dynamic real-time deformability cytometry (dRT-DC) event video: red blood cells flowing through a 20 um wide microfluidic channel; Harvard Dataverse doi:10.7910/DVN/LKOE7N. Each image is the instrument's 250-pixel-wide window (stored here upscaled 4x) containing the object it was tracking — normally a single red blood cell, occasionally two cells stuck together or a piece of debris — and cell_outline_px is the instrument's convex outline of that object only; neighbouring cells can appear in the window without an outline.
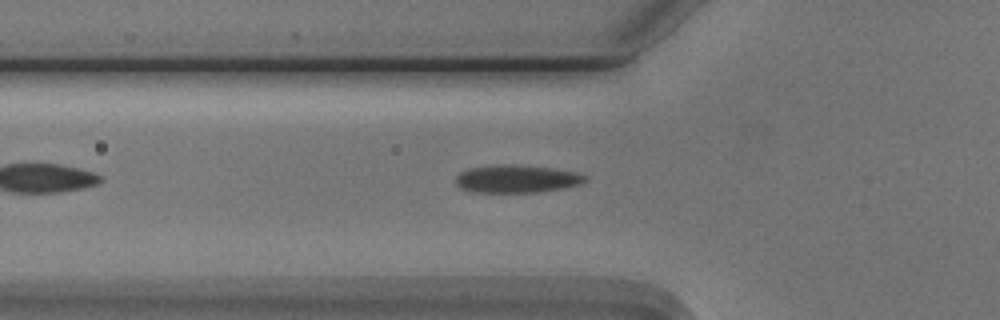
{"species": "Egyptian fruit bat (a non-hibernating species)", "species_latin": "Rousettus aegyptiacus", "temperature_condition": "cold", "stored_images_in_passage": 38, "camera_frame_rate_fps": 3000, "um_per_image_px": 0.085, "animal": {"sex": "male"}, "frame": {"image": 1, "passage_image": 8, "time_ms": 2.333, "image_size_px": [1000, 320], "cell_outline_px": [[588, 180], [580, 184], [564, 188], [540, 192], [472, 192], [460, 188], [456, 184], [456, 176], [460, 172], [468, 168], [496, 164], [512, 164], [552, 168], [576, 172], [588, 176]], "centroid_in_image_um": [43.92, 15.2], "position_along_channel_um": 81.9, "area_um2": 21.21}}
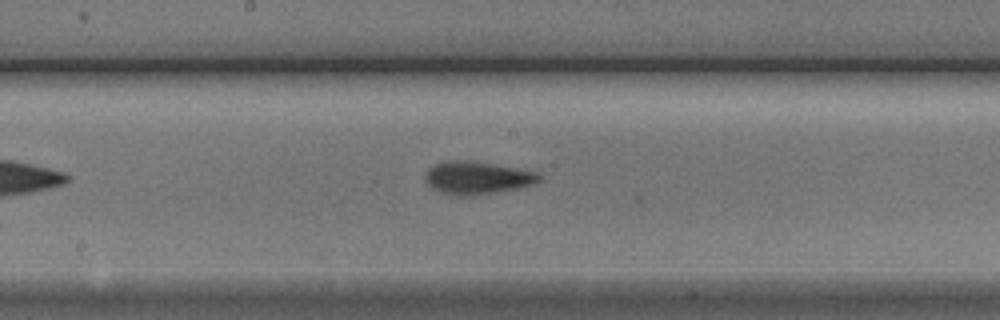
{"frame": {"image": 2, "passage_image": 18, "time_ms": 5.667, "image_size_px": [1000, 320], "cell_outline_px": [[540, 180], [536, 184], [520, 188], [464, 196], [452, 196], [440, 192], [432, 188], [424, 180], [424, 176], [428, 168], [432, 164], [448, 160], [468, 160], [516, 168], [536, 172], [540, 176]], "centroid_in_image_um": [40.5, 15.11], "position_along_channel_um": 207.7, "area_um2": 21.79}}
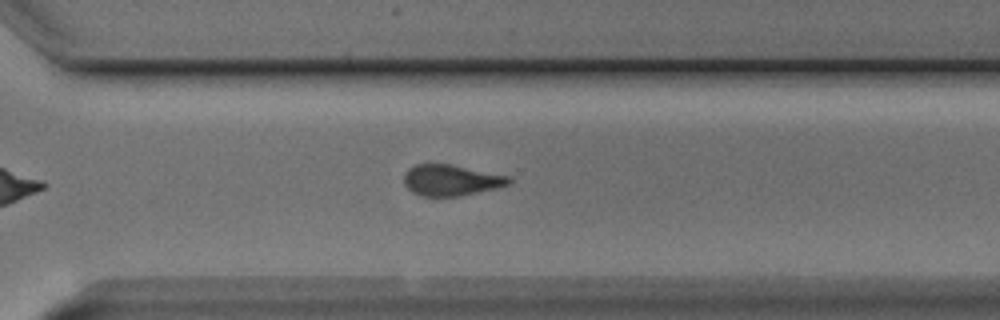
{"frame": {"image": 3, "passage_image": 28, "time_ms": 9.0, "image_size_px": [1000, 320], "cell_outline_px": [[512, 180], [508, 184], [496, 188], [460, 196], [420, 196], [412, 192], [404, 184], [404, 172], [408, 168], [416, 164], [452, 164], [512, 176]], "centroid_in_image_um": [38.34, 15.3], "position_along_channel_um": 332.3, "area_um2": 19.19}, "authors_computed_cell_mechanics": {"area_um2": 20.4901, "velocity_mm_per_s": 3.7557, "shape_relaxation_time_tau1_ms": 4.2563, "shape_relaxation_time_tau2_ms": 4.1601, "deformation_change_tau1": 0.126, "deformation_change_tau2": 0.0932}}